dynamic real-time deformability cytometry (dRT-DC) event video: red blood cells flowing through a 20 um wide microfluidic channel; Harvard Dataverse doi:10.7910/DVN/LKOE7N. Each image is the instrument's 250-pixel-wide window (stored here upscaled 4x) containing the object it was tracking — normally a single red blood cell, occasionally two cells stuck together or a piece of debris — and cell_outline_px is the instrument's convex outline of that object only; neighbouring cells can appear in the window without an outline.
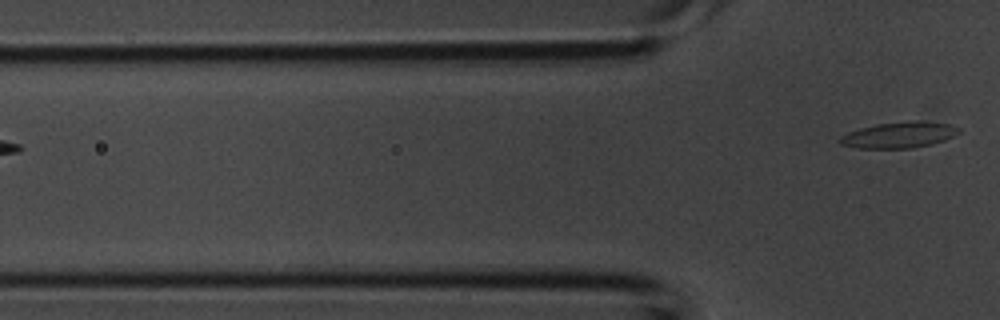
{"species": "common noctule bat (a hibernating species)", "species_latin": "Nyctalus noctula", "temperature_condition": "room temperature", "stored_images_in_passage": 2, "camera_frame_rate_fps": 3000, "um_per_image_px": 0.085, "animal": {"sex": "male", "body_mass_g": 20.1, "forearm_length_mm": 53.5}, "frame": {"image": 1, "passage_image": 2, "time_ms": 0.333, "image_size_px": [1000, 320], "cell_outline_px": [[960, 132], [944, 140], [932, 144], [912, 148], [856, 148], [840, 144], [836, 140], [840, 136], [848, 132], [860, 128], [876, 124], [948, 124], [960, 128]], "centroid_in_image_um": [76.3, 11.54], "position_along_channel_um": 49.5, "area_um2": 16.99}}